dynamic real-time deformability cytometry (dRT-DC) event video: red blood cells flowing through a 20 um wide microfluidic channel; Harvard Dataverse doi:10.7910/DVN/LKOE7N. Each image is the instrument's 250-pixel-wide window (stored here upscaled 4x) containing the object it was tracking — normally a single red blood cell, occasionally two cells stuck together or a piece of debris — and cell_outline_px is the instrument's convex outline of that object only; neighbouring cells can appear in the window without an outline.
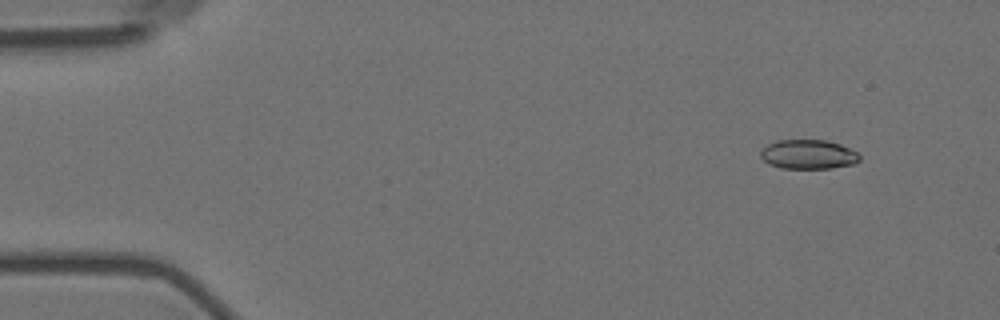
{"species": "Egyptian fruit bat (a non-hibernating species)", "species_latin": "Rousettus aegyptiacus", "temperature_condition": "room temperature", "stored_images_in_passage": 5, "camera_frame_rate_fps": 3000, "um_per_image_px": 0.085, "animal": {"sex": "female"}, "frame": {"image": 1, "passage_image": 2, "time_ms": 0.333, "image_size_px": [1000, 320], "cell_outline_px": [[860, 160], [856, 164], [832, 168], [780, 168], [768, 164], [760, 156], [760, 152], [768, 144], [776, 140], [824, 140], [840, 144], [856, 152], [860, 156]], "centroid_in_image_um": [68.71, 13.13], "position_along_channel_um": 16.3, "area_um2": 16.94}}
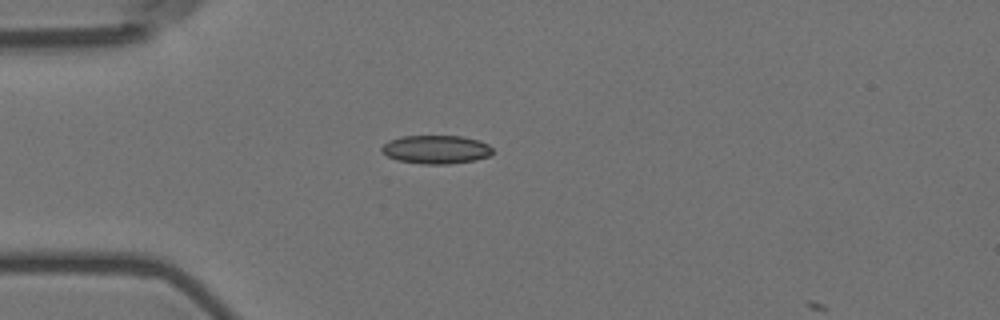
{"frame": {"image": 2, "passage_image": 4, "time_ms": 1.0, "image_size_px": [1000, 320], "cell_outline_px": [[492, 152], [488, 156], [476, 160], [448, 164], [424, 164], [396, 160], [388, 156], [380, 148], [388, 140], [400, 136], [460, 136], [480, 140], [488, 144], [492, 148]], "centroid_in_image_um": [37.06, 12.7], "position_along_channel_um": 47.9, "area_um2": 18.44}}